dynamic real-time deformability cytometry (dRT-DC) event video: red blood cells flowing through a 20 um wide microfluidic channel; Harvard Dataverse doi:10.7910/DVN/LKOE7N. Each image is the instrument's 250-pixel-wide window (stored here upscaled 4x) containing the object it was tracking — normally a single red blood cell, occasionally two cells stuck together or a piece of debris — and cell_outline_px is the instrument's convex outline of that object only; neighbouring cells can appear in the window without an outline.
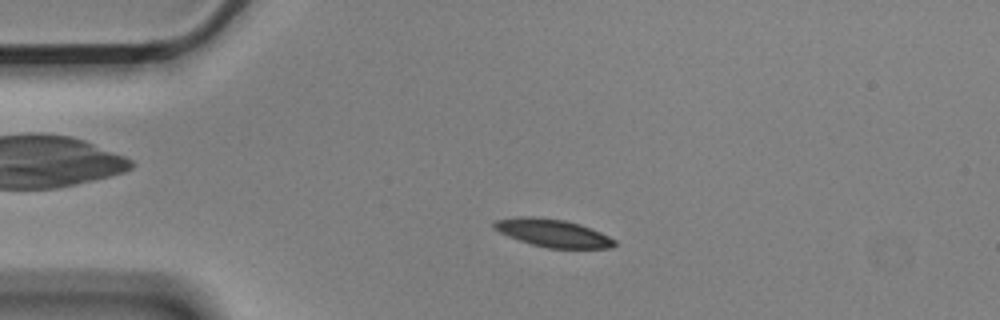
{"species": "Egyptian fruit bat (a non-hibernating species)", "species_latin": "Rousettus aegyptiacus", "temperature_condition": "cold", "stored_images_in_passage": 4, "camera_frame_rate_fps": 3000, "um_per_image_px": 0.085, "animal": {"sex": "male"}, "frame": {"image": 1, "passage_image": 3, "time_ms": 0.667, "image_size_px": [1000, 320], "cell_outline_px": [[616, 244], [612, 248], [548, 248], [532, 244], [508, 236], [492, 228], [492, 224], [496, 220], [516, 216], [536, 216], [564, 220], [580, 224], [600, 232], [616, 240]], "centroid_in_image_um": [46.97, 19.79], "position_along_channel_um": 38.0, "area_um2": 19.54}}